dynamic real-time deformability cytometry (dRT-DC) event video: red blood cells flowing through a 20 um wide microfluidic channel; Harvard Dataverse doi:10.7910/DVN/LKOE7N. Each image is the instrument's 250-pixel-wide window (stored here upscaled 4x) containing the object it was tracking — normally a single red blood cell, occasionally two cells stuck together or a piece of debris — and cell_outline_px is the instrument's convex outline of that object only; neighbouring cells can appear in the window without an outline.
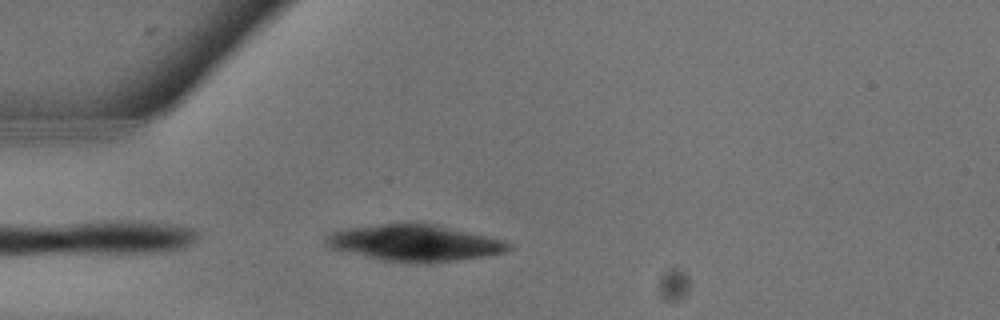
{"species": "common noctule bat (a hibernating species)", "species_latin": "Nyctalus noctula", "temperature_condition": "warm", "stored_images_in_passage": 5, "camera_frame_rate_fps": 3000, "um_per_image_px": 0.085, "animal": {"sex": "male", "body_mass_g": 13.3}, "frame": {"image": 1, "passage_image": 1, "time_ms": 0.0, "image_size_px": [1000, 320], "cell_outline_px": [[512, 248], [504, 252], [488, 256], [456, 260], [416, 264], [408, 264], [380, 260], [328, 248], [324, 244], [324, 236], [332, 232], [344, 228], [400, 220], [416, 220], [436, 224], [504, 240], [512, 244]], "centroid_in_image_um": [35.17, 20.61], "position_along_channel_um": 49.8, "area_um2": 40.4}}